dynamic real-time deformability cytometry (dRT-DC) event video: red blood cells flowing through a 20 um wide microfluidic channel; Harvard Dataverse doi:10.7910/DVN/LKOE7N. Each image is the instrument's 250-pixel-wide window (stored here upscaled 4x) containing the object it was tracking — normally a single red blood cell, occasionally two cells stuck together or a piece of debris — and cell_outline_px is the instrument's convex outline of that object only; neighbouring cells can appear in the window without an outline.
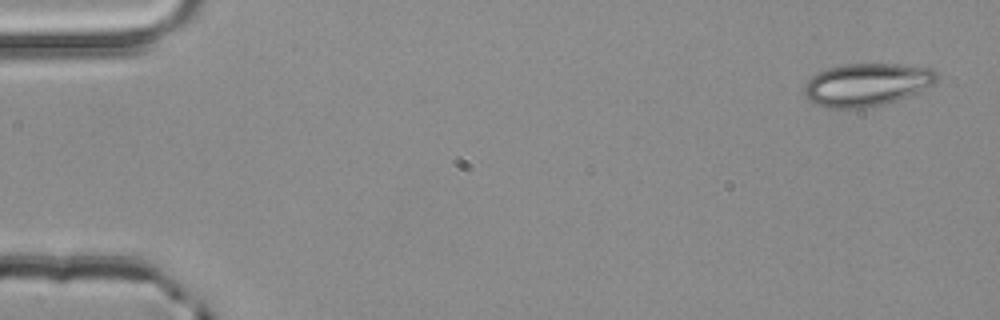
{"species": "common noctule bat (a hibernating species)", "species_latin": "Nyctalus noctula", "temperature_condition": "room temperature", "stored_images_in_passage": 4, "camera_frame_rate_fps": 3000, "um_per_image_px": 0.085, "animal": {"sex": "male", "body_mass_g": 20.4}, "frame": {"image": 1, "passage_image": 1, "time_ms": 0.0, "image_size_px": [1000, 320], "cell_outline_px": [[940, 76], [932, 84], [908, 96], [884, 104], [868, 108], [824, 108], [808, 100], [804, 96], [804, 84], [812, 76], [828, 68], [844, 64], [896, 64], [932, 68]], "centroid_in_image_um": [73.64, 7.2], "position_along_channel_um": 11.4, "area_um2": 33.06}}